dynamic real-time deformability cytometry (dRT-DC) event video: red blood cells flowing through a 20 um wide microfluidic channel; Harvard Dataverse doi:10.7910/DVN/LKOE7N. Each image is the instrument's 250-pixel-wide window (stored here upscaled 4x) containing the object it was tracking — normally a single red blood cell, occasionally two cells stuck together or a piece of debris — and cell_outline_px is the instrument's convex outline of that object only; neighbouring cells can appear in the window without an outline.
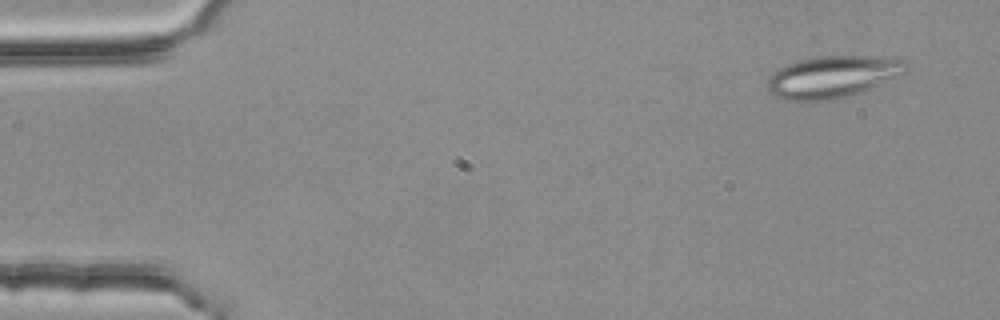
{"species": "common noctule bat (a hibernating species)", "species_latin": "Nyctalus noctula", "temperature_condition": "room temperature", "stored_images_in_passage": 4, "camera_frame_rate_fps": 3000, "um_per_image_px": 0.085, "animal": {"sex": "female", "body_mass_g": 25.1}, "frame": {"image": 1, "passage_image": 1, "time_ms": 0.0, "image_size_px": [1000, 320], "cell_outline_px": [[908, 72], [900, 76], [868, 88], [844, 96], [828, 100], [780, 100], [768, 92], [768, 80], [772, 72], [788, 64], [800, 60], [820, 56], [892, 56], [904, 60], [908, 68]], "centroid_in_image_um": [70.79, 6.5], "position_along_channel_um": 14.2, "area_um2": 33.7}}